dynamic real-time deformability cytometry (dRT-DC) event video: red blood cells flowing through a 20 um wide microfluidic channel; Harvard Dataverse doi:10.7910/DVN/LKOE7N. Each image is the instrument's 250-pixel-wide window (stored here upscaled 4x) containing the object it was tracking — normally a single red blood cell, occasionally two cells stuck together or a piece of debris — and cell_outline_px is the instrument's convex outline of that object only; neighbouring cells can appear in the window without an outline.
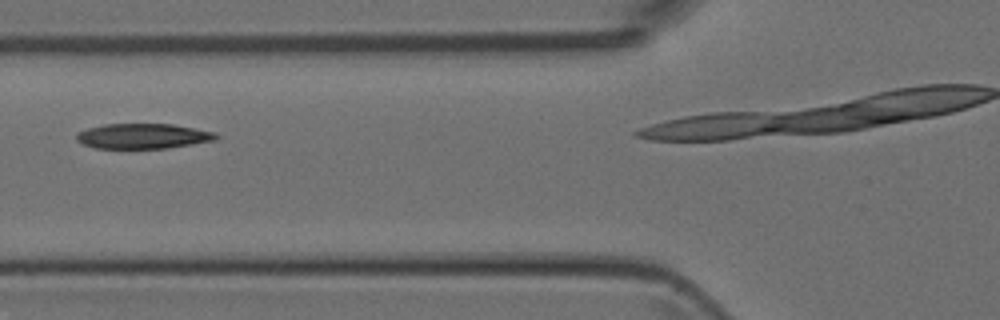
{"species": "Egyptian fruit bat (a non-hibernating species)", "species_latin": "Rousettus aegyptiacus", "temperature_condition": "room temperature", "stored_images_in_passage": 3, "camera_frame_rate_fps": 3000, "um_per_image_px": 0.085, "animal": {"sex": "female"}, "frame": {"image": 1, "passage_image": 2, "time_ms": 1.333, "image_size_px": [1000, 320], "cell_outline_px": [[220, 136], [216, 140], [168, 148], [96, 148], [80, 144], [76, 140], [76, 132], [88, 128], [104, 124], [172, 124], [216, 132]], "centroid_in_image_um": [12.14, 11.57], "position_along_channel_um": 113.7, "area_um2": 20.58}}